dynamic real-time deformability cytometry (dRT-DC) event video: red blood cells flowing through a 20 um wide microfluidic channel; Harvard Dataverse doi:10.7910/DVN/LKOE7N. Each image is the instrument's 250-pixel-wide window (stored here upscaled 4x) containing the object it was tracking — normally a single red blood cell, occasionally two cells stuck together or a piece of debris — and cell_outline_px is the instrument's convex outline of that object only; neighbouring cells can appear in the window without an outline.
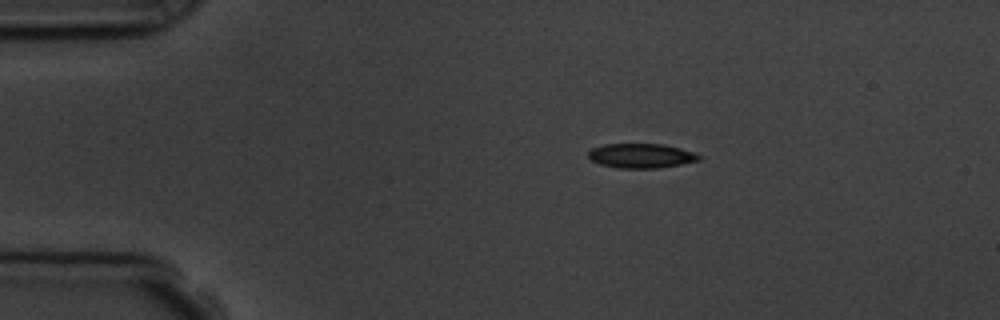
{"species": "common noctule bat (a hibernating species)", "species_latin": "Nyctalus noctula", "temperature_condition": "room temperature", "stored_images_in_passage": 4, "camera_frame_rate_fps": 3000, "um_per_image_px": 0.085, "animal": {"sex": "male", "body_mass_g": 19.5, "forearm_length_mm": 54.6}, "frame": {"image": 1, "passage_image": 2, "time_ms": 1.0, "image_size_px": [1000, 320], "cell_outline_px": [[704, 156], [700, 160], [660, 168], [616, 168], [600, 164], [592, 160], [588, 156], [588, 152], [592, 148], [604, 144], [664, 144], [680, 148]], "centroid_in_image_um": [54.51, 13.24], "position_along_channel_um": 30.5, "area_um2": 15.84}}
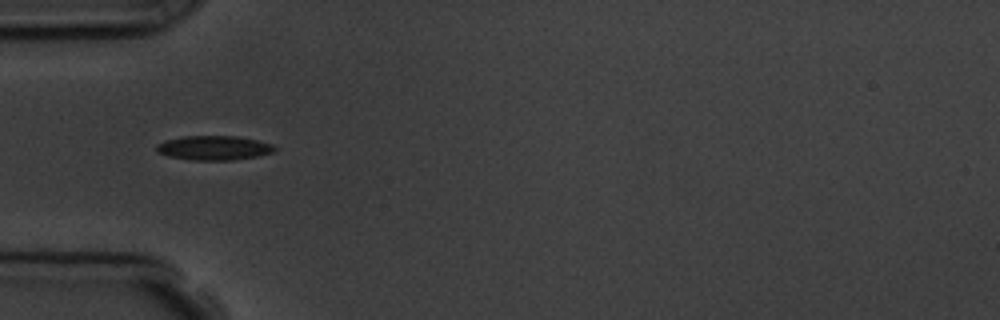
{"frame": {"image": 2, "passage_image": 3, "time_ms": 3.333, "image_size_px": [1000, 320], "cell_outline_px": [[276, 152], [260, 156], [232, 160], [192, 160], [168, 156], [156, 152], [156, 144], [164, 140], [184, 136], [236, 136], [256, 140], [272, 144], [276, 148]], "centroid_in_image_um": [18.18, 12.57], "position_along_channel_um": 66.8, "area_um2": 16.94}}